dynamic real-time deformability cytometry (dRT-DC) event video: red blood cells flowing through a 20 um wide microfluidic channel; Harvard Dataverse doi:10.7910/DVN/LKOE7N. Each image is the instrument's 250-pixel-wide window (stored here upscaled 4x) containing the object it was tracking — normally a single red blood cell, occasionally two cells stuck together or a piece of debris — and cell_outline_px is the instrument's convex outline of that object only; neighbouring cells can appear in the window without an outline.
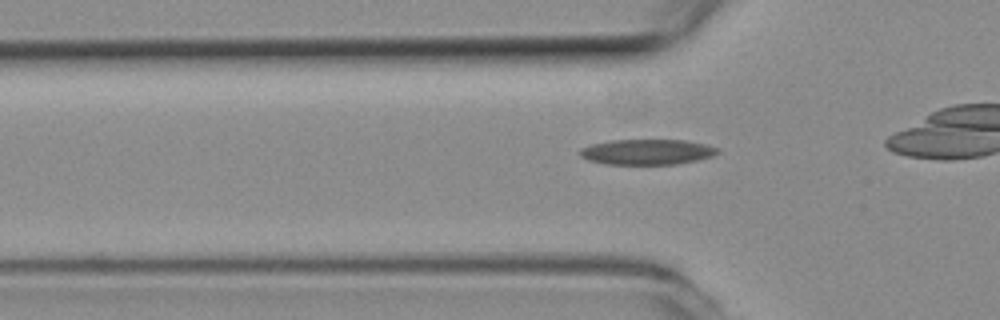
{"species": "common noctule bat (a hibernating species)", "species_latin": "Nyctalus noctula", "temperature_condition": "room temperature", "stored_images_in_passage": 36, "camera_frame_rate_fps": 3000, "um_per_image_px": 0.085, "animal": {"sex": "female", "body_mass_g": 19.3, "forearm_length_mm": 54.1}, "frame": {"image": 1, "passage_image": 14, "time_ms": 4.333, "image_size_px": [1000, 320], "cell_outline_px": [[720, 152], [712, 156], [696, 160], [676, 164], [604, 164], [588, 160], [580, 156], [580, 148], [592, 144], [612, 140], [684, 140], [704, 144], [720, 148]], "centroid_in_image_um": [55.0, 12.91], "position_along_channel_um": 70.8, "area_um2": 20.35}}
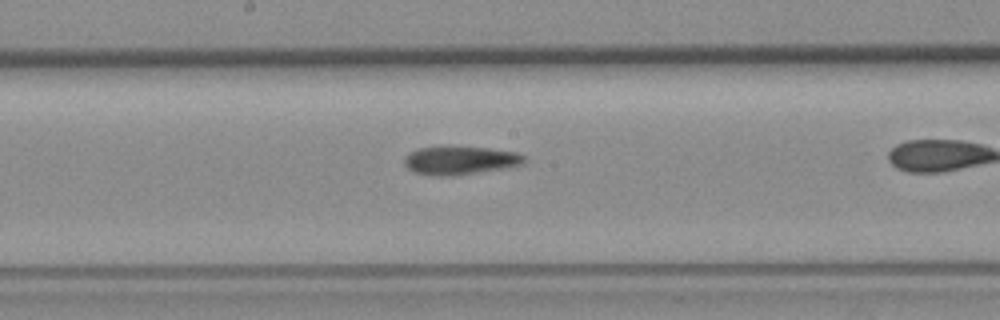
{"frame": {"image": 2, "passage_image": 25, "time_ms": 8.0, "image_size_px": [1000, 320], "cell_outline_px": [[524, 164], [456, 176], [436, 176], [416, 172], [408, 168], [404, 164], [404, 160], [412, 152], [420, 148], [488, 148], [516, 152], [524, 156]], "centroid_in_image_um": [39.14, 13.66], "position_along_channel_um": 209.1, "area_um2": 19.07}}
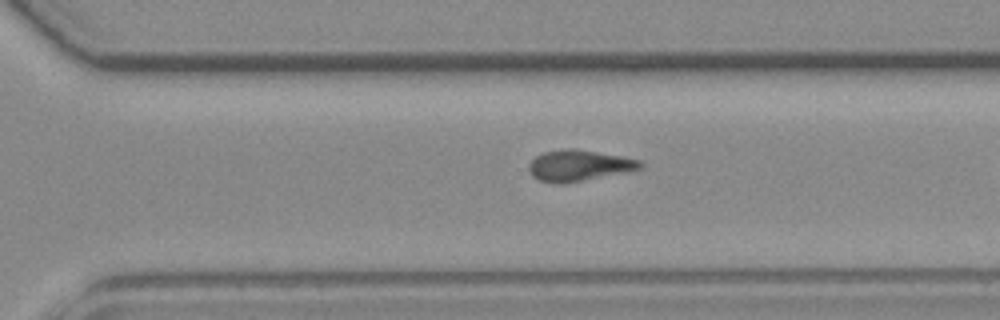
{"frame": {"image": 3, "passage_image": 34, "time_ms": 11.0, "image_size_px": [1000, 320], "cell_outline_px": [[644, 164], [640, 168], [628, 172], [560, 184], [556, 184], [540, 180], [532, 176], [528, 168], [528, 164], [536, 156], [544, 152], [568, 148], [572, 148], [620, 156], [640, 160]], "centroid_in_image_um": [49.19, 14.07], "position_along_channel_um": 321.4, "area_um2": 19.94}}